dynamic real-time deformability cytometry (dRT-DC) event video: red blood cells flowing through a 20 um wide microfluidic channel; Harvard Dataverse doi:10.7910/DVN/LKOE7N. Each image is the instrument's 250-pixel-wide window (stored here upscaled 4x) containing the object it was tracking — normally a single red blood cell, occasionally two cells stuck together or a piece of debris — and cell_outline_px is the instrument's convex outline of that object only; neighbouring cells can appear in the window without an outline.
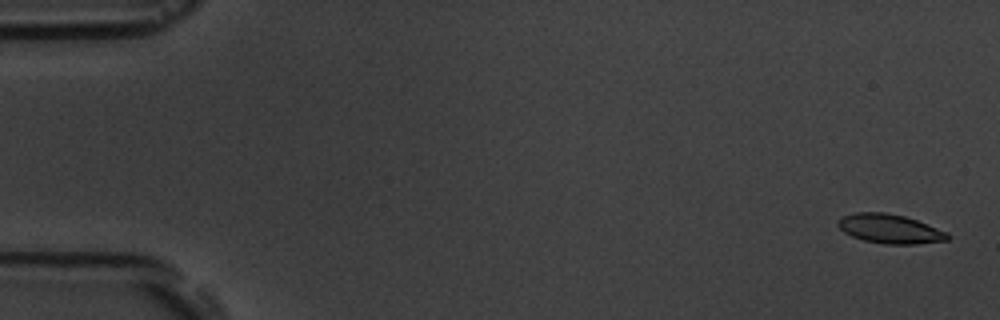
{"species": "common noctule bat (a hibernating species)", "species_latin": "Nyctalus noctula", "temperature_condition": "room temperature", "stored_images_in_passage": 7, "camera_frame_rate_fps": 3000, "um_per_image_px": 0.085, "animal": {"sex": "male", "body_mass_g": 19.5, "forearm_length_mm": 54.6}, "frame": {"image": 1, "passage_image": 1, "time_ms": 0.0, "image_size_px": [1000, 320], "cell_outline_px": [[952, 236], [948, 240], [916, 244], [884, 244], [864, 240], [852, 236], [844, 232], [836, 224], [836, 220], [840, 216], [856, 212], [884, 212], [904, 216], [916, 220], [948, 232]], "centroid_in_image_um": [75.62, 19.44], "position_along_channel_um": 9.4, "area_um2": 18.79}}
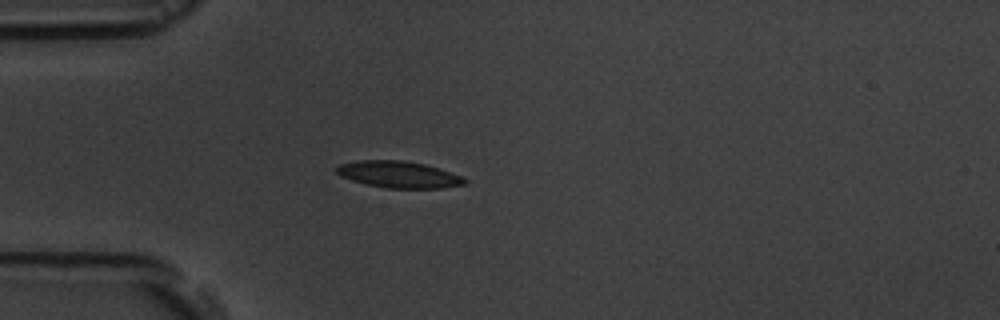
{"frame": {"image": 2, "passage_image": 5, "time_ms": 4.667, "image_size_px": [1000, 320], "cell_outline_px": [[468, 180], [464, 184], [440, 188], [384, 188], [352, 180], [340, 176], [336, 172], [336, 168], [340, 164], [356, 160], [404, 160], [424, 164], [440, 168], [460, 176]], "centroid_in_image_um": [33.87, 14.82], "position_along_channel_um": 51.1, "area_um2": 19.83}}
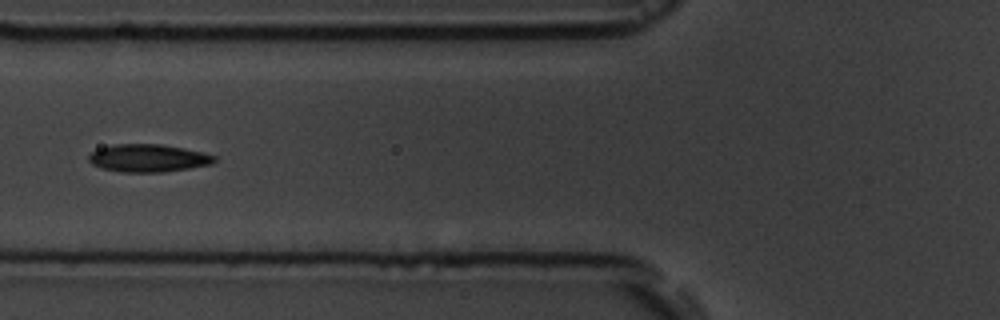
{"frame": {"image": 3, "passage_image": 7, "time_ms": 6.667, "image_size_px": [1000, 320], "cell_outline_px": [[216, 160], [212, 164], [164, 172], [124, 172], [100, 168], [92, 164], [88, 160], [88, 156], [92, 152], [100, 148], [112, 144], [160, 144], [184, 148], [216, 156]], "centroid_in_image_um": [12.57, 13.44], "position_along_channel_um": 113.2, "area_um2": 20.23}}